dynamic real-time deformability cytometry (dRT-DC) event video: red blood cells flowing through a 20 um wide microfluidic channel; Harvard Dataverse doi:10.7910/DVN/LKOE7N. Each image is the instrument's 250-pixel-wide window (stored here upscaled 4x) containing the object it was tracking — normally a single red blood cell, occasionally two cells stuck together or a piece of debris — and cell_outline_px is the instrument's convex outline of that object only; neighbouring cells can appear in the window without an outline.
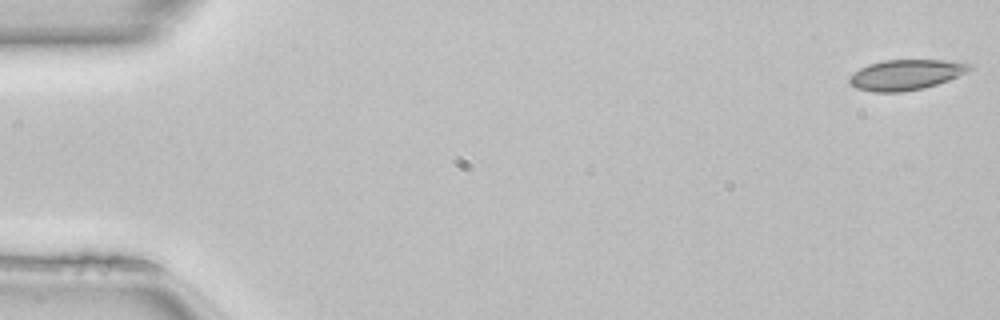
{"species": "common noctule bat (a hibernating species)", "species_latin": "Nyctalus noctula", "temperature_condition": "room temperature", "stored_images_in_passage": 50, "camera_frame_rate_fps": 3000, "um_per_image_px": 0.085, "animal": {"sex": "female", "body_mass_g": 22.7, "forearm_length_mm": 54.2}, "frame": {"image": 1, "passage_image": 1, "time_ms": 0.0, "image_size_px": [1000, 320], "cell_outline_px": [[972, 68], [948, 80], [924, 88], [904, 92], [872, 92], [856, 88], [848, 84], [848, 76], [860, 68], [868, 64], [884, 60], [944, 60], [972, 64]], "centroid_in_image_um": [76.92, 6.36], "position_along_channel_um": 8.1, "area_um2": 21.27}}
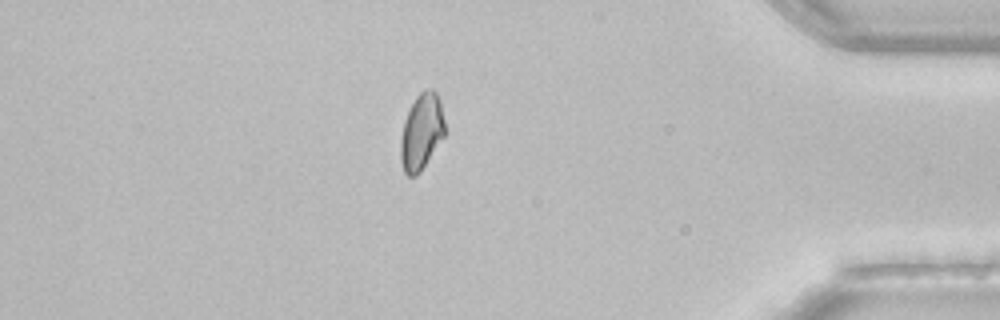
{"frame": {"image": 2, "passage_image": 43, "time_ms": 14.0, "image_size_px": [1000, 320], "cell_outline_px": [[444, 136], [420, 172], [416, 176], [408, 176], [404, 172], [400, 160], [400, 140], [404, 120], [416, 96], [424, 88], [432, 88], [436, 92], [440, 100], [444, 120]], "centroid_in_image_um": [35.81, 11.19], "position_along_channel_um": 399.4, "area_um2": 19.65}}
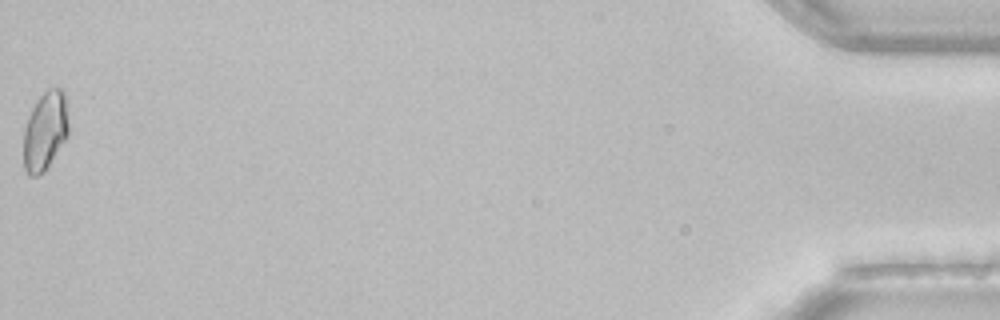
{"frame": {"image": 3, "passage_image": 50, "time_ms": 16.333, "image_size_px": [1000, 320], "cell_outline_px": [[68, 136], [44, 172], [36, 176], [28, 176], [24, 168], [24, 128], [28, 116], [36, 100], [48, 88], [64, 88], [68, 124]], "centroid_in_image_um": [3.83, 11.12], "position_along_channel_um": 431.4, "area_um2": 20.75}, "authors_computed_cell_mechanics": {"area_um2": 20.519, "velocity_mm_per_s": 4.1187, "shape_relaxation_time_tau1_ms": null, "shape_relaxation_time_tau2_ms": 2.9868, "deformation_change_tau1": null, "deformation_change_tau2": 0.0688}}